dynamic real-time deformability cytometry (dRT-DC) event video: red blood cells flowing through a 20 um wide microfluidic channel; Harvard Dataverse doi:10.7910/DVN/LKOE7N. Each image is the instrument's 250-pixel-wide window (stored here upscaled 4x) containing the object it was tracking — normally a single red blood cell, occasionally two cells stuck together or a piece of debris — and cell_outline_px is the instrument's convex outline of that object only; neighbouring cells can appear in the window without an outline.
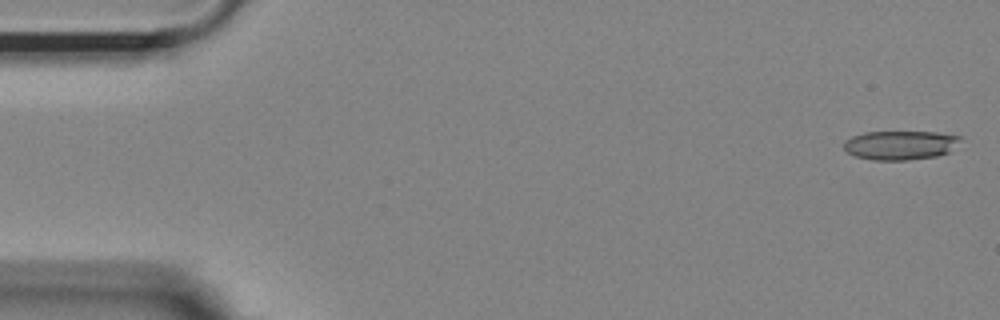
{"species": "Egyptian fruit bat (a non-hibernating species)", "species_latin": "Rousettus aegyptiacus", "temperature_condition": "room temperature", "stored_images_in_passage": 53, "camera_frame_rate_fps": 3000, "um_per_image_px": 0.085, "animal": {"sex": "female"}, "frame": {"image": 1, "passage_image": 1, "time_ms": 0.0, "image_size_px": [1000, 320], "cell_outline_px": [[964, 136], [948, 152], [936, 156], [904, 160], [872, 160], [856, 156], [848, 152], [844, 148], [844, 140], [852, 136], [864, 132], [936, 132]], "centroid_in_image_um": [76.51, 12.33], "position_along_channel_um": 8.5, "area_um2": 19.65}}
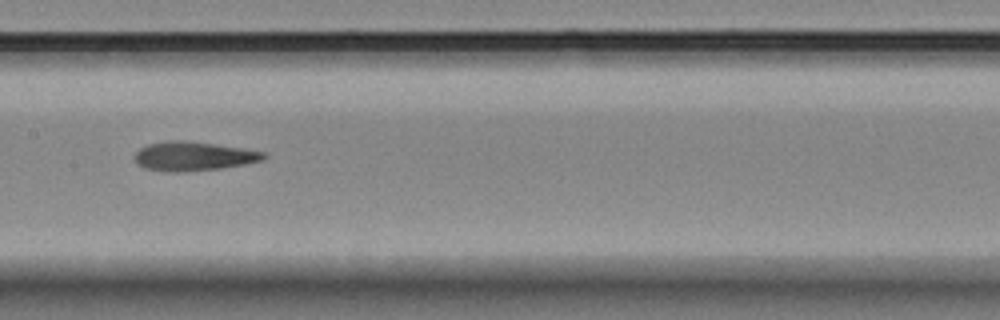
{"frame": {"image": 2, "passage_image": 26, "time_ms": 8.333, "image_size_px": [1000, 320], "cell_outline_px": [[268, 156], [264, 160], [244, 164], [220, 168], [184, 172], [176, 172], [144, 168], [136, 164], [132, 156], [140, 148], [148, 144], [168, 140], [184, 140], [244, 148], [264, 152]], "centroid_in_image_um": [16.42, 13.27], "position_along_channel_um": 191.0, "area_um2": 21.96}}
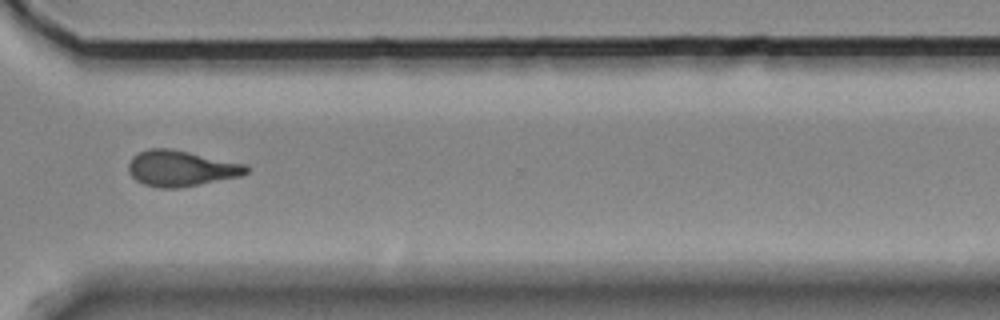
{"frame": {"image": 3, "passage_image": 40, "time_ms": 13.0, "image_size_px": [1000, 320], "cell_outline_px": [[248, 172], [240, 176], [180, 188], [160, 188], [144, 184], [136, 180], [128, 172], [128, 164], [132, 156], [148, 148], [172, 148], [248, 164]], "centroid_in_image_um": [15.39, 14.3], "position_along_channel_um": 355.2, "area_um2": 24.8}}